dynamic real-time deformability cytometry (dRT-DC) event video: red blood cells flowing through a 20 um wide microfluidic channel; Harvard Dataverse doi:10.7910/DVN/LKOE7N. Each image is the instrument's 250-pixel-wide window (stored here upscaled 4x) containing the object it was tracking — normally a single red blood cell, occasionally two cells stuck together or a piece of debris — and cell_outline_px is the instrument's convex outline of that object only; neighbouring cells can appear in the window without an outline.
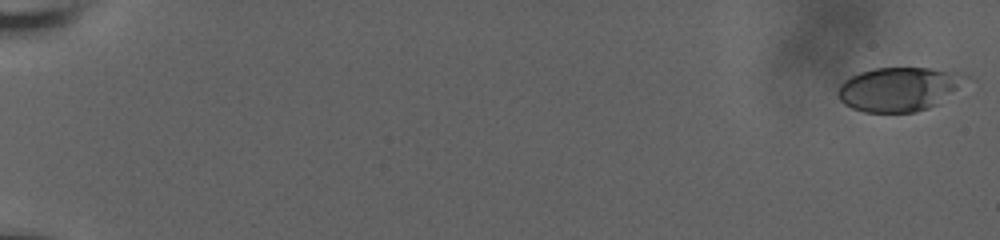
{"species": "human", "species_latin": "Homo sapiens", "temperature_condition": "room temperature", "stored_images_in_passage": 60, "camera_frame_rate_fps": 3000, "um_per_image_px": 0.085, "donor": {"sex": "male"}, "frame": {"image": 1, "passage_image": 1, "time_ms": 0.0, "image_size_px": [1000, 240], "cell_outline_px": [[976, 80], [936, 104], [928, 108], [916, 112], [864, 112], [852, 108], [844, 104], [840, 100], [836, 92], [840, 84], [844, 80], [860, 72], [872, 68], [932, 68], [972, 76]], "centroid_in_image_um": [76.5, 7.56], "position_along_channel_um": 8.5, "area_um2": 33.41}}
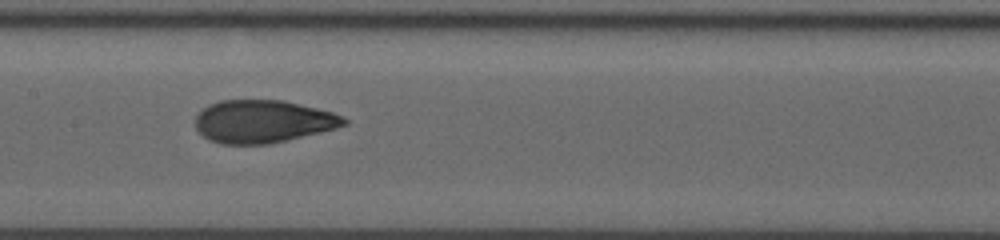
{"frame": {"image": 2, "passage_image": 33, "time_ms": 10.667, "image_size_px": [1000, 240], "cell_outline_px": [[348, 124], [336, 128], [272, 144], [220, 144], [208, 140], [196, 128], [196, 116], [208, 104], [220, 100], [284, 100], [332, 112], [344, 116], [348, 120]], "centroid_in_image_um": [22.36, 10.33], "position_along_channel_um": 185.0, "area_um2": 37.17}}
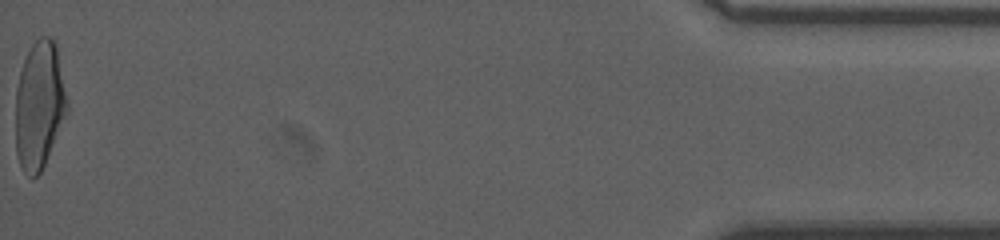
{"frame": {"image": 3, "passage_image": 60, "time_ms": 19.667, "image_size_px": [1000, 240], "cell_outline_px": [[68, 112], [44, 164], [40, 172], [32, 180], [24, 172], [20, 164], [16, 152], [16, 88], [20, 72], [24, 60], [32, 44], [40, 36], [52, 36], [56, 44], [68, 104]], "centroid_in_image_um": [3.34, 8.93], "position_along_channel_um": 431.9, "area_um2": 38.32}, "authors_computed_cell_mechanics": {"area_um2": 36.6741, "velocity_mm_per_s": 3.7126, "shape_relaxation_time_tau1_ms": 7.3481, "shape_relaxation_time_tau2_ms": 0.9946, "deformation_change_tau1": 0.2395, "deformation_change_tau2": 0.0751}}